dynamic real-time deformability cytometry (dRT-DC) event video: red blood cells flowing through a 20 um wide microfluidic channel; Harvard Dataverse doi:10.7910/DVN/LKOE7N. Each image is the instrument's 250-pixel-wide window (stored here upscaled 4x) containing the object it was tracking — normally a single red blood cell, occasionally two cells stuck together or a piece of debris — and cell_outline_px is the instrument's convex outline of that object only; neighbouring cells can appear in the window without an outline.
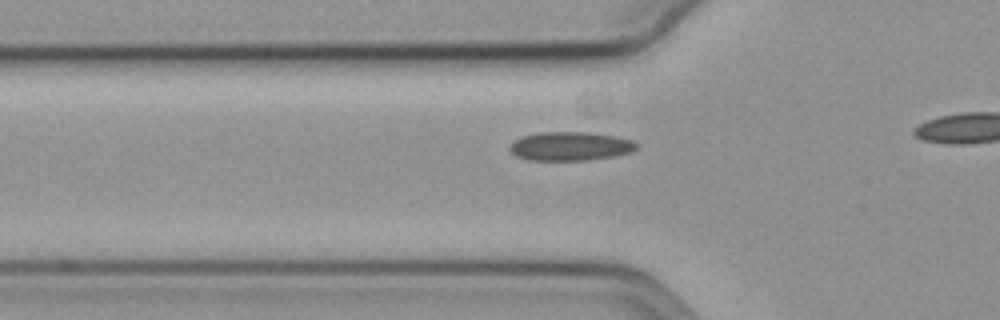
{"species": "common noctule bat (a hibernating species)", "species_latin": "Nyctalus noctula", "temperature_condition": "cold", "stored_images_in_passage": 16, "camera_frame_rate_fps": 3000, "um_per_image_px": 0.085, "animal": {"sex": "female", "body_mass_g": 19.3, "forearm_length_mm": 54.1}, "frame": {"image": 1, "passage_image": 10, "time_ms": 3.0, "image_size_px": [1000, 320], "cell_outline_px": [[640, 144], [632, 152], [616, 156], [588, 160], [528, 160], [516, 156], [508, 148], [520, 136], [540, 132], [588, 132], [616, 136], [632, 140]], "centroid_in_image_um": [48.51, 12.43], "position_along_channel_um": 77.3, "area_um2": 21.44}}
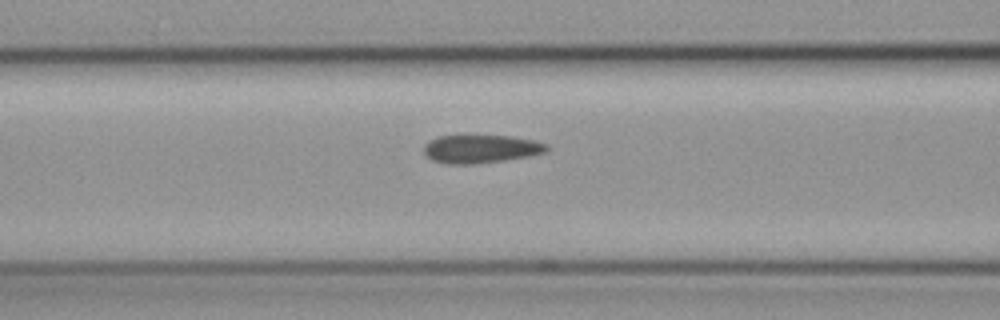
{"frame": {"image": 2, "passage_image": 14, "time_ms": 4.333, "image_size_px": [1000, 320], "cell_outline_px": [[548, 152], [528, 156], [504, 160], [472, 164], [448, 164], [432, 160], [424, 152], [424, 144], [428, 140], [436, 136], [512, 136], [536, 140], [548, 144]], "centroid_in_image_um": [40.89, 12.65], "position_along_channel_um": 125.7, "area_um2": 20.29}}